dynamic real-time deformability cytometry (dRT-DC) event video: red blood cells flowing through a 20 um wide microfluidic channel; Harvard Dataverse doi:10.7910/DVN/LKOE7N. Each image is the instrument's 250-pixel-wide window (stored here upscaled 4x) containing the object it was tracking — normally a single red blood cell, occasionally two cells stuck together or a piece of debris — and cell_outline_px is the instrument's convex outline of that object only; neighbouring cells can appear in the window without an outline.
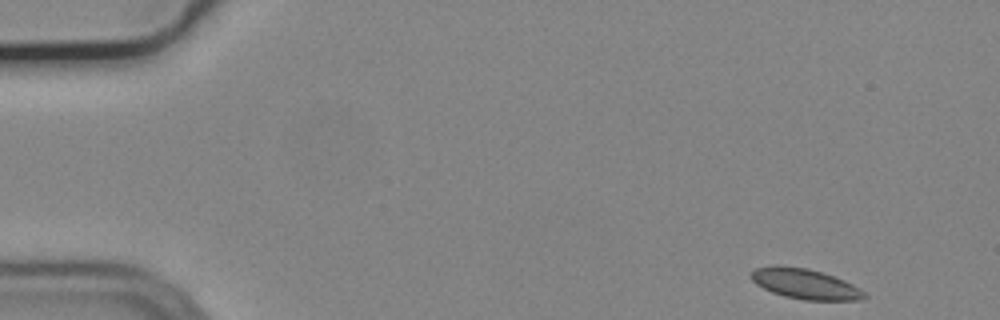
{"species": "common noctule bat (a hibernating species)", "species_latin": "Nyctalus noctula", "temperature_condition": "cold", "stored_images_in_passage": 52, "camera_frame_rate_fps": 3000, "um_per_image_px": 0.085, "animal": {"sex": "male", "body_mass_g": 19.2, "forearm_length_mm": 51.8}, "frame": {"image": 1, "passage_image": 1, "time_ms": 0.0, "image_size_px": [1000, 320], "cell_outline_px": [[868, 296], [860, 300], [804, 300], [784, 296], [772, 292], [756, 284], [752, 280], [752, 272], [756, 268], [780, 264], [808, 268], [844, 280], [860, 288]], "centroid_in_image_um": [68.44, 24.13], "position_along_channel_um": 16.6, "area_um2": 19.88}}
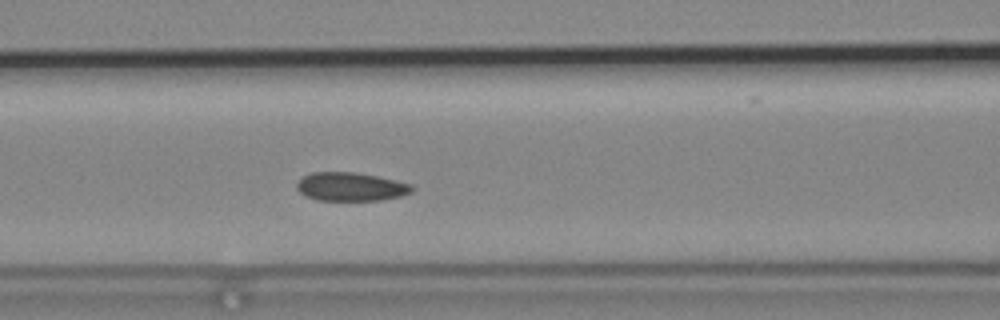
{"frame": {"image": 2, "passage_image": 20, "time_ms": 6.333, "image_size_px": [1000, 320], "cell_outline_px": [[416, 188], [412, 192], [404, 196], [384, 200], [316, 200], [304, 196], [296, 188], [296, 184], [304, 176], [312, 172], [352, 172], [376, 176], [396, 180], [412, 184]], "centroid_in_image_um": [29.86, 15.88], "position_along_channel_um": 136.7, "area_um2": 19.36}}
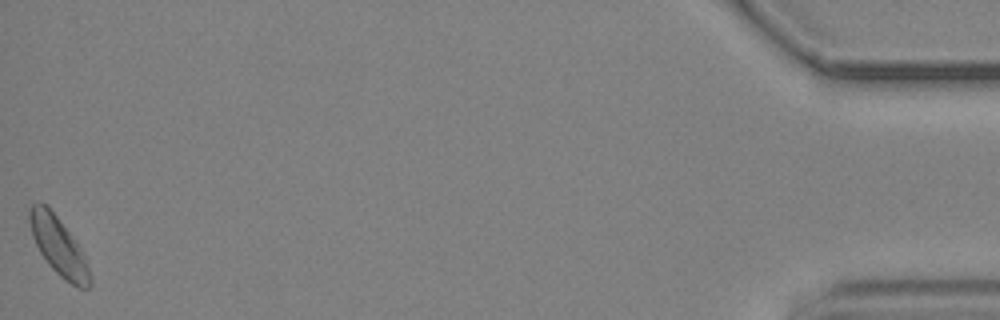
{"frame": {"image": 3, "passage_image": 52, "time_ms": 17.0, "image_size_px": [1000, 320], "cell_outline_px": [[92, 284], [88, 288], [80, 288], [64, 280], [48, 264], [40, 252], [32, 236], [28, 220], [28, 208], [36, 200], [40, 200], [56, 216], [80, 248], [84, 256], [92, 280]], "centroid_in_image_um": [4.94, 20.92], "position_along_channel_um": 430.3, "area_um2": 20.17}, "authors_computed_cell_mechanics": {"area_um2": 19.5653, "velocity_mm_per_s": 3.6723, "shape_relaxation_time_tau1_ms": null, "shape_relaxation_time_tau2_ms": 2.8986, "deformation_change_tau1": null, "deformation_change_tau2": 0.0695}}